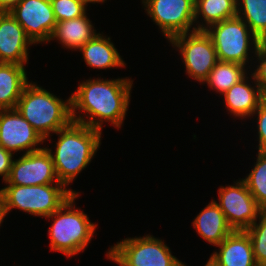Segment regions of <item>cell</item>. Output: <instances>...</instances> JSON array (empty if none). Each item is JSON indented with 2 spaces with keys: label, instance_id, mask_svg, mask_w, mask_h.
I'll use <instances>...</instances> for the list:
<instances>
[{
  "label": "cell",
  "instance_id": "6da1fadb",
  "mask_svg": "<svg viewBox=\"0 0 266 266\" xmlns=\"http://www.w3.org/2000/svg\"><path fill=\"white\" fill-rule=\"evenodd\" d=\"M132 84L129 78L82 81L71 95L72 120L100 131L104 121L120 128L129 107ZM79 112H85L87 119Z\"/></svg>",
  "mask_w": 266,
  "mask_h": 266
},
{
  "label": "cell",
  "instance_id": "7a4b0ae2",
  "mask_svg": "<svg viewBox=\"0 0 266 266\" xmlns=\"http://www.w3.org/2000/svg\"><path fill=\"white\" fill-rule=\"evenodd\" d=\"M55 152L45 147L53 160L57 178L73 194H80L68 185L92 161L101 145L102 131L72 121L68 126L59 129Z\"/></svg>",
  "mask_w": 266,
  "mask_h": 266
},
{
  "label": "cell",
  "instance_id": "3957f363",
  "mask_svg": "<svg viewBox=\"0 0 266 266\" xmlns=\"http://www.w3.org/2000/svg\"><path fill=\"white\" fill-rule=\"evenodd\" d=\"M16 110L45 141L51 132L55 134L73 121L71 96L61 100L32 81L24 88Z\"/></svg>",
  "mask_w": 266,
  "mask_h": 266
},
{
  "label": "cell",
  "instance_id": "277c9868",
  "mask_svg": "<svg viewBox=\"0 0 266 266\" xmlns=\"http://www.w3.org/2000/svg\"><path fill=\"white\" fill-rule=\"evenodd\" d=\"M78 195L72 194L58 210L46 217L53 220L48 229L50 250L61 252L66 257H72L84 251L97 227L89 220L87 214L76 209L74 203Z\"/></svg>",
  "mask_w": 266,
  "mask_h": 266
},
{
  "label": "cell",
  "instance_id": "5b68a950",
  "mask_svg": "<svg viewBox=\"0 0 266 266\" xmlns=\"http://www.w3.org/2000/svg\"><path fill=\"white\" fill-rule=\"evenodd\" d=\"M73 193L61 183L45 185H7L0 189L6 214L13 208L33 216H50L58 210Z\"/></svg>",
  "mask_w": 266,
  "mask_h": 266
},
{
  "label": "cell",
  "instance_id": "8992f818",
  "mask_svg": "<svg viewBox=\"0 0 266 266\" xmlns=\"http://www.w3.org/2000/svg\"><path fill=\"white\" fill-rule=\"evenodd\" d=\"M205 31L213 41L219 61L247 66L250 49L254 53L262 43L237 16L212 24Z\"/></svg>",
  "mask_w": 266,
  "mask_h": 266
},
{
  "label": "cell",
  "instance_id": "52a82bcc",
  "mask_svg": "<svg viewBox=\"0 0 266 266\" xmlns=\"http://www.w3.org/2000/svg\"><path fill=\"white\" fill-rule=\"evenodd\" d=\"M107 258L119 266H182L170 248L152 235L126 238L111 246Z\"/></svg>",
  "mask_w": 266,
  "mask_h": 266
},
{
  "label": "cell",
  "instance_id": "ba28073f",
  "mask_svg": "<svg viewBox=\"0 0 266 266\" xmlns=\"http://www.w3.org/2000/svg\"><path fill=\"white\" fill-rule=\"evenodd\" d=\"M168 42L180 52L187 75L203 84L219 61L211 37L205 30H196L175 35Z\"/></svg>",
  "mask_w": 266,
  "mask_h": 266
},
{
  "label": "cell",
  "instance_id": "9c48e42d",
  "mask_svg": "<svg viewBox=\"0 0 266 266\" xmlns=\"http://www.w3.org/2000/svg\"><path fill=\"white\" fill-rule=\"evenodd\" d=\"M141 1L147 15L158 25L168 41L175 35L196 31V27H193L195 0Z\"/></svg>",
  "mask_w": 266,
  "mask_h": 266
},
{
  "label": "cell",
  "instance_id": "30bf717a",
  "mask_svg": "<svg viewBox=\"0 0 266 266\" xmlns=\"http://www.w3.org/2000/svg\"><path fill=\"white\" fill-rule=\"evenodd\" d=\"M237 181L234 185L221 186L218 190L219 203L215 202L232 229L244 231L257 220L263 209L253 198L245 182L241 179Z\"/></svg>",
  "mask_w": 266,
  "mask_h": 266
},
{
  "label": "cell",
  "instance_id": "8fae6325",
  "mask_svg": "<svg viewBox=\"0 0 266 266\" xmlns=\"http://www.w3.org/2000/svg\"><path fill=\"white\" fill-rule=\"evenodd\" d=\"M9 13L34 45L50 42L57 23L50 0H20Z\"/></svg>",
  "mask_w": 266,
  "mask_h": 266
},
{
  "label": "cell",
  "instance_id": "7c38bea8",
  "mask_svg": "<svg viewBox=\"0 0 266 266\" xmlns=\"http://www.w3.org/2000/svg\"><path fill=\"white\" fill-rule=\"evenodd\" d=\"M60 183L52 157L46 148L23 154L14 159L9 178L5 181L8 185H45Z\"/></svg>",
  "mask_w": 266,
  "mask_h": 266
},
{
  "label": "cell",
  "instance_id": "4fadbf2b",
  "mask_svg": "<svg viewBox=\"0 0 266 266\" xmlns=\"http://www.w3.org/2000/svg\"><path fill=\"white\" fill-rule=\"evenodd\" d=\"M44 141L16 108L0 110V146L12 154L24 150L26 154L43 149L38 145Z\"/></svg>",
  "mask_w": 266,
  "mask_h": 266
},
{
  "label": "cell",
  "instance_id": "5bb4252c",
  "mask_svg": "<svg viewBox=\"0 0 266 266\" xmlns=\"http://www.w3.org/2000/svg\"><path fill=\"white\" fill-rule=\"evenodd\" d=\"M32 44L15 18L8 11L0 12V61L25 66Z\"/></svg>",
  "mask_w": 266,
  "mask_h": 266
},
{
  "label": "cell",
  "instance_id": "9a60e30c",
  "mask_svg": "<svg viewBox=\"0 0 266 266\" xmlns=\"http://www.w3.org/2000/svg\"><path fill=\"white\" fill-rule=\"evenodd\" d=\"M216 247L219 251H214L209 258L216 266H258L245 231L234 230Z\"/></svg>",
  "mask_w": 266,
  "mask_h": 266
},
{
  "label": "cell",
  "instance_id": "2e32d148",
  "mask_svg": "<svg viewBox=\"0 0 266 266\" xmlns=\"http://www.w3.org/2000/svg\"><path fill=\"white\" fill-rule=\"evenodd\" d=\"M250 75V80L251 78L253 80V86L247 81L249 77L246 76L240 82L231 86L223 94L226 105L225 108L227 107V110L235 117H242L245 119L254 116L253 113L266 97L253 75Z\"/></svg>",
  "mask_w": 266,
  "mask_h": 266
},
{
  "label": "cell",
  "instance_id": "e0dca14e",
  "mask_svg": "<svg viewBox=\"0 0 266 266\" xmlns=\"http://www.w3.org/2000/svg\"><path fill=\"white\" fill-rule=\"evenodd\" d=\"M192 226L199 236L213 246L219 245L234 231L215 200L200 211L193 220Z\"/></svg>",
  "mask_w": 266,
  "mask_h": 266
},
{
  "label": "cell",
  "instance_id": "ac0fdd59",
  "mask_svg": "<svg viewBox=\"0 0 266 266\" xmlns=\"http://www.w3.org/2000/svg\"><path fill=\"white\" fill-rule=\"evenodd\" d=\"M82 52L85 63L93 69H109L126 66L110 37L97 33L90 41L83 45Z\"/></svg>",
  "mask_w": 266,
  "mask_h": 266
},
{
  "label": "cell",
  "instance_id": "d6986e66",
  "mask_svg": "<svg viewBox=\"0 0 266 266\" xmlns=\"http://www.w3.org/2000/svg\"><path fill=\"white\" fill-rule=\"evenodd\" d=\"M85 14L82 17L57 22L50 40H58L65 48L79 50L97 33Z\"/></svg>",
  "mask_w": 266,
  "mask_h": 266
},
{
  "label": "cell",
  "instance_id": "ffe728a7",
  "mask_svg": "<svg viewBox=\"0 0 266 266\" xmlns=\"http://www.w3.org/2000/svg\"><path fill=\"white\" fill-rule=\"evenodd\" d=\"M24 65H0V110L16 108L17 102L29 83Z\"/></svg>",
  "mask_w": 266,
  "mask_h": 266
},
{
  "label": "cell",
  "instance_id": "44dd1931",
  "mask_svg": "<svg viewBox=\"0 0 266 266\" xmlns=\"http://www.w3.org/2000/svg\"><path fill=\"white\" fill-rule=\"evenodd\" d=\"M200 15V16H199ZM202 15V16H201ZM237 16L236 0H195V18H203V24L196 22V30H205L210 25ZM206 24V25H205Z\"/></svg>",
  "mask_w": 266,
  "mask_h": 266
},
{
  "label": "cell",
  "instance_id": "7402d4cb",
  "mask_svg": "<svg viewBox=\"0 0 266 266\" xmlns=\"http://www.w3.org/2000/svg\"><path fill=\"white\" fill-rule=\"evenodd\" d=\"M245 67L242 64L218 61L203 83L223 95L231 86L248 75Z\"/></svg>",
  "mask_w": 266,
  "mask_h": 266
},
{
  "label": "cell",
  "instance_id": "603a6c76",
  "mask_svg": "<svg viewBox=\"0 0 266 266\" xmlns=\"http://www.w3.org/2000/svg\"><path fill=\"white\" fill-rule=\"evenodd\" d=\"M236 3L237 17L258 39L266 42V0H236Z\"/></svg>",
  "mask_w": 266,
  "mask_h": 266
},
{
  "label": "cell",
  "instance_id": "cb8c5ba5",
  "mask_svg": "<svg viewBox=\"0 0 266 266\" xmlns=\"http://www.w3.org/2000/svg\"><path fill=\"white\" fill-rule=\"evenodd\" d=\"M242 180L258 205L266 210V152L258 151L252 171Z\"/></svg>",
  "mask_w": 266,
  "mask_h": 266
},
{
  "label": "cell",
  "instance_id": "d4e9b609",
  "mask_svg": "<svg viewBox=\"0 0 266 266\" xmlns=\"http://www.w3.org/2000/svg\"><path fill=\"white\" fill-rule=\"evenodd\" d=\"M257 220L246 230L252 243L254 259L258 266H266V210L259 214Z\"/></svg>",
  "mask_w": 266,
  "mask_h": 266
},
{
  "label": "cell",
  "instance_id": "484cf974",
  "mask_svg": "<svg viewBox=\"0 0 266 266\" xmlns=\"http://www.w3.org/2000/svg\"><path fill=\"white\" fill-rule=\"evenodd\" d=\"M56 22L82 17L87 6L81 0H50Z\"/></svg>",
  "mask_w": 266,
  "mask_h": 266
},
{
  "label": "cell",
  "instance_id": "4316f807",
  "mask_svg": "<svg viewBox=\"0 0 266 266\" xmlns=\"http://www.w3.org/2000/svg\"><path fill=\"white\" fill-rule=\"evenodd\" d=\"M254 55L258 61L257 69L251 74L253 75L255 81L259 84L263 93L266 95V42H262L257 50L254 52Z\"/></svg>",
  "mask_w": 266,
  "mask_h": 266
},
{
  "label": "cell",
  "instance_id": "83f0119b",
  "mask_svg": "<svg viewBox=\"0 0 266 266\" xmlns=\"http://www.w3.org/2000/svg\"><path fill=\"white\" fill-rule=\"evenodd\" d=\"M253 114H257L258 151L266 152V97L261 101Z\"/></svg>",
  "mask_w": 266,
  "mask_h": 266
},
{
  "label": "cell",
  "instance_id": "f1b7e54d",
  "mask_svg": "<svg viewBox=\"0 0 266 266\" xmlns=\"http://www.w3.org/2000/svg\"><path fill=\"white\" fill-rule=\"evenodd\" d=\"M13 158L14 154L0 146V177L3 178V182L9 178Z\"/></svg>",
  "mask_w": 266,
  "mask_h": 266
},
{
  "label": "cell",
  "instance_id": "f546056e",
  "mask_svg": "<svg viewBox=\"0 0 266 266\" xmlns=\"http://www.w3.org/2000/svg\"><path fill=\"white\" fill-rule=\"evenodd\" d=\"M20 0H0V12L10 11Z\"/></svg>",
  "mask_w": 266,
  "mask_h": 266
},
{
  "label": "cell",
  "instance_id": "4dcf8cb0",
  "mask_svg": "<svg viewBox=\"0 0 266 266\" xmlns=\"http://www.w3.org/2000/svg\"><path fill=\"white\" fill-rule=\"evenodd\" d=\"M6 210H5V207H4V202H3V199L0 195V226L3 222V220L5 219V216H6Z\"/></svg>",
  "mask_w": 266,
  "mask_h": 266
},
{
  "label": "cell",
  "instance_id": "1f68e13d",
  "mask_svg": "<svg viewBox=\"0 0 266 266\" xmlns=\"http://www.w3.org/2000/svg\"><path fill=\"white\" fill-rule=\"evenodd\" d=\"M86 6H88V3H104L106 0H81Z\"/></svg>",
  "mask_w": 266,
  "mask_h": 266
},
{
  "label": "cell",
  "instance_id": "d6a6232c",
  "mask_svg": "<svg viewBox=\"0 0 266 266\" xmlns=\"http://www.w3.org/2000/svg\"><path fill=\"white\" fill-rule=\"evenodd\" d=\"M205 266H216V265L208 259V262L205 264Z\"/></svg>",
  "mask_w": 266,
  "mask_h": 266
}]
</instances>
